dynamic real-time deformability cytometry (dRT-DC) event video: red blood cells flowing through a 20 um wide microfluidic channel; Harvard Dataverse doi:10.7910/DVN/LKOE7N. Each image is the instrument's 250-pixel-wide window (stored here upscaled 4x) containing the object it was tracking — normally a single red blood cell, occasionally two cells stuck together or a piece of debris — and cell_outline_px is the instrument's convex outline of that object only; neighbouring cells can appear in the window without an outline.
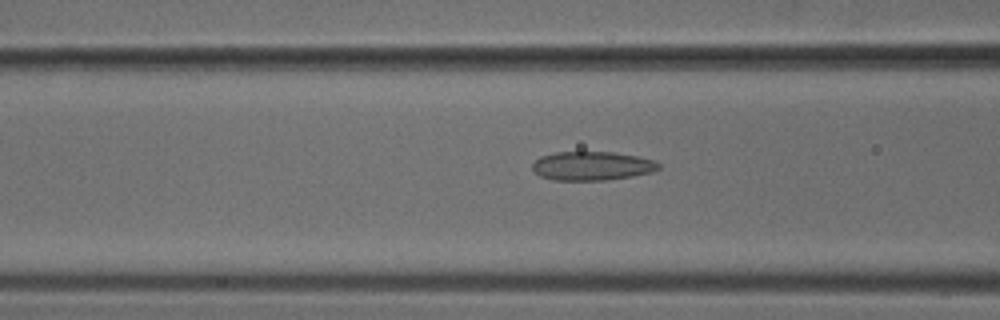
{"species": "common noctule bat (a hibernating species)", "species_latin": "Nyctalus noctula", "temperature_condition": "cold", "stored_images_in_passage": 38, "camera_frame_rate_fps": 3000, "um_per_image_px": 0.085, "animal": {"sex": "male", "body_mass_g": 18.8}, "frame": {"image": 1, "passage_image": 11, "time_ms": 3.333, "image_size_px": [1000, 320], "cell_outline_px": [[660, 168], [652, 172], [632, 176], [608, 180], [552, 180], [540, 176], [532, 168], [532, 164], [540, 156], [556, 152], [612, 152], [636, 156], [656, 160], [660, 164]], "centroid_in_image_um": [50.33, 14.1], "position_along_channel_um": 116.3, "area_um2": 21.27}}
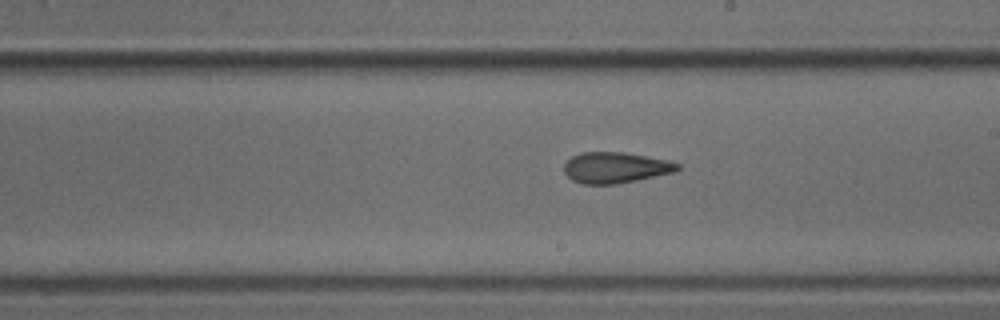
{"frame": {"image": 2, "passage_image": 20, "time_ms": 6.333, "image_size_px": [1000, 320], "cell_outline_px": [[680, 168], [676, 172], [616, 184], [580, 184], [572, 180], [564, 172], [564, 164], [572, 156], [580, 152], [624, 152], [668, 160], [680, 164]], "centroid_in_image_um": [52.31, 14.25], "position_along_channel_um": 236.7, "area_um2": 20.52}}
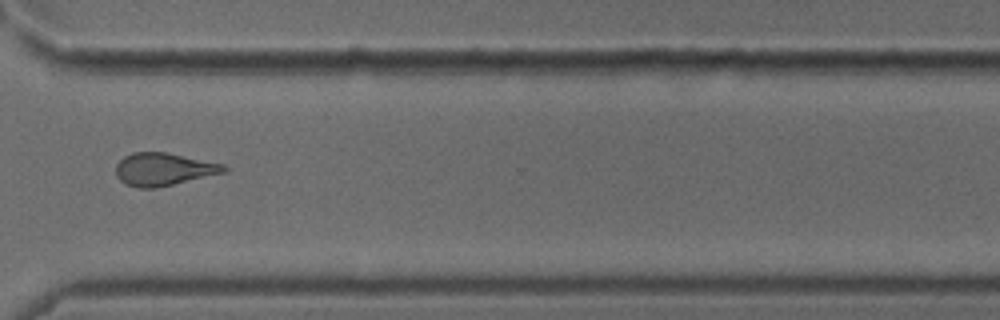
{"frame": {"image": 3, "passage_image": 29, "time_ms": 9.333, "image_size_px": [1000, 320], "cell_outline_px": [[228, 168], [224, 172], [156, 188], [140, 188], [124, 184], [116, 176], [116, 164], [124, 156], [132, 152], [164, 152], [224, 164]], "centroid_in_image_um": [13.85, 14.39], "position_along_channel_um": 356.7, "area_um2": 20.4}}